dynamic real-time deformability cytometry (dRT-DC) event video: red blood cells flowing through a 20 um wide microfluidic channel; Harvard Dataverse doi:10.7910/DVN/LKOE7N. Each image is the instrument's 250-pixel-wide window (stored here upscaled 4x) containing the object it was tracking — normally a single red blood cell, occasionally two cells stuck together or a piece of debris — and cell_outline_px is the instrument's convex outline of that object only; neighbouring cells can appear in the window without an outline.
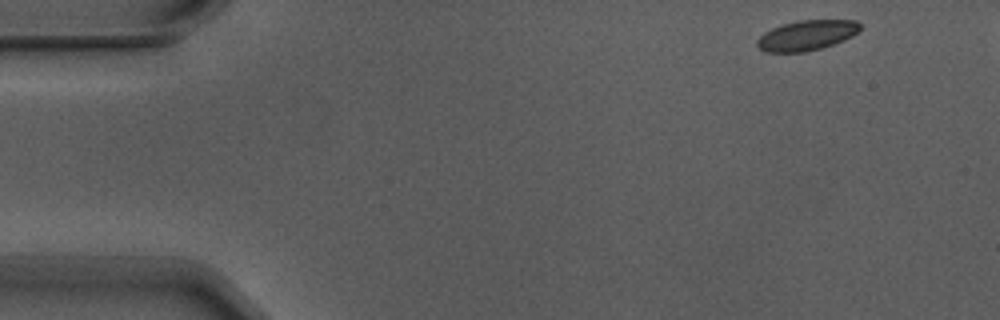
{"species": "Egyptian fruit bat (a non-hibernating species)", "species_latin": "Rousettus aegyptiacus", "temperature_condition": "warm", "stored_images_in_passage": 6, "camera_frame_rate_fps": 3000, "um_per_image_px": 0.085, "animal": {"sex": "male"}, "frame": {"image": 1, "passage_image": 1, "time_ms": 0.0, "image_size_px": [1000, 320], "cell_outline_px": [[860, 28], [852, 36], [844, 40], [820, 48], [804, 52], [764, 52], [756, 44], [756, 40], [764, 32], [772, 28], [796, 20], [856, 20], [860, 24]], "centroid_in_image_um": [68.54, 3.0], "position_along_channel_um": 16.5, "area_um2": 17.98}}